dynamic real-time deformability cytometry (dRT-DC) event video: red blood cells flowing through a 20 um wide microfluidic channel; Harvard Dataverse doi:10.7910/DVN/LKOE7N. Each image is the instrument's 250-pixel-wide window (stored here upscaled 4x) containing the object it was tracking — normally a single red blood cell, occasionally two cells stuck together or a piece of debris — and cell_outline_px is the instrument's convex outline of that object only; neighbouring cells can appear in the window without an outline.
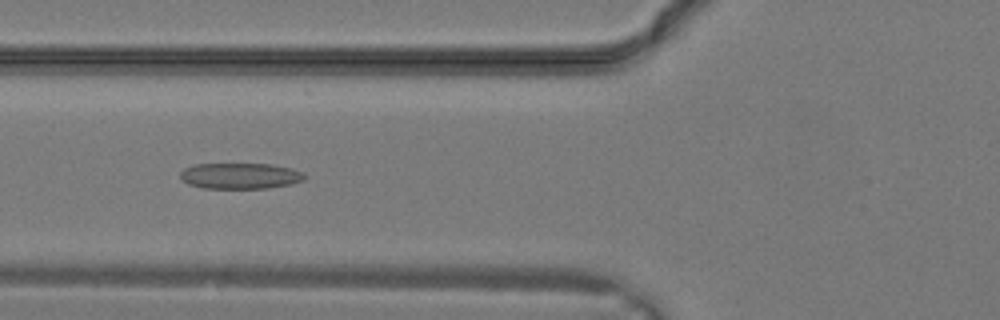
{"species": "common noctule bat (a hibernating species)", "species_latin": "Nyctalus noctula", "temperature_condition": "warm", "stored_images_in_passage": 19, "camera_frame_rate_fps": 3000, "um_per_image_px": 0.085, "animal": {"sex": "male", "body_mass_g": 19.2, "forearm_length_mm": 51.8}, "frame": {"image": 1, "passage_image": 12, "time_ms": 3.667, "image_size_px": [1000, 320], "cell_outline_px": [[304, 180], [292, 184], [268, 188], [200, 188], [188, 184], [180, 180], [180, 172], [184, 168], [192, 164], [272, 164], [292, 168], [304, 172]], "centroid_in_image_um": [20.39, 14.95], "position_along_channel_um": 105.4, "area_um2": 19.02}}
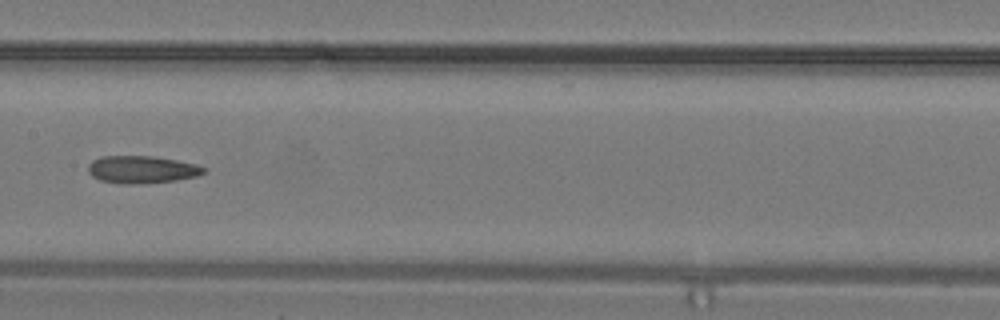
{"frame": {"image": 2, "passage_image": 16, "time_ms": 5.0, "image_size_px": [1000, 320], "cell_outline_px": [[204, 172], [196, 176], [176, 180], [132, 184], [128, 184], [100, 180], [92, 176], [88, 172], [88, 164], [92, 160], [100, 156], [152, 156], [176, 160], [196, 164], [204, 168]], "centroid_in_image_um": [12.0, 14.4], "position_along_channel_um": 195.4, "area_um2": 18.26}}
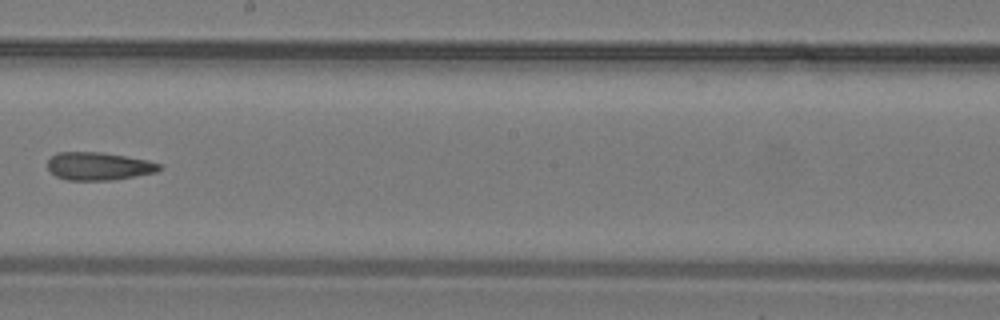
{"frame": {"image": 3, "passage_image": 18, "time_ms": 5.667, "image_size_px": [1000, 320], "cell_outline_px": [[164, 168], [156, 172], [112, 180], [68, 180], [56, 176], [48, 168], [48, 160], [56, 152], [100, 152], [148, 160], [160, 164]], "centroid_in_image_um": [8.39, 14.12], "position_along_channel_um": 239.8, "area_um2": 18.09}}